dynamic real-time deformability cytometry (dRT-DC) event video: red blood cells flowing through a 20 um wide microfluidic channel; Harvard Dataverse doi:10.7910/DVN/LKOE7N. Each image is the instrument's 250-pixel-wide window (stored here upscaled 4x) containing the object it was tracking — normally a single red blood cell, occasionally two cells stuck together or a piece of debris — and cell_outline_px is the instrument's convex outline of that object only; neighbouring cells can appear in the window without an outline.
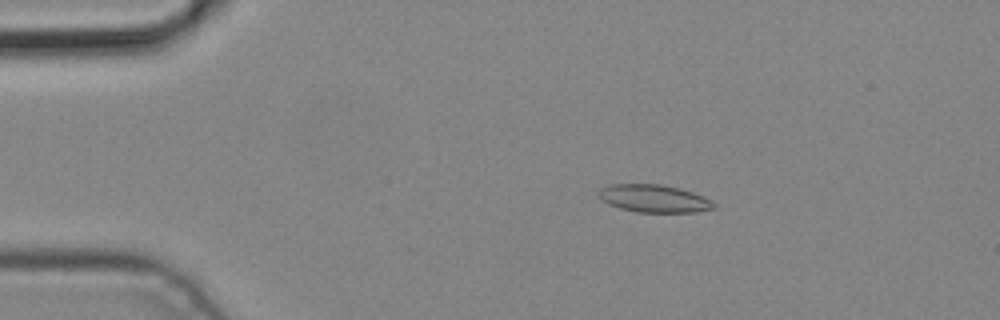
{"species": "common noctule bat (a hibernating species)", "species_latin": "Nyctalus noctula", "temperature_condition": "cold", "stored_images_in_passage": 6, "camera_frame_rate_fps": 3000, "um_per_image_px": 0.085, "animal": {"sex": "male", "body_mass_g": 19.2, "forearm_length_mm": 51.8}, "frame": {"image": 1, "passage_image": 3, "time_ms": 0.667, "image_size_px": [1000, 320], "cell_outline_px": [[716, 208], [696, 212], [636, 212], [620, 208], [608, 204], [596, 192], [600, 188], [612, 184], [660, 184], [680, 188], [704, 196], [712, 200], [716, 204]], "centroid_in_image_um": [55.62, 16.87], "position_along_channel_um": 29.4, "area_um2": 18.67}}